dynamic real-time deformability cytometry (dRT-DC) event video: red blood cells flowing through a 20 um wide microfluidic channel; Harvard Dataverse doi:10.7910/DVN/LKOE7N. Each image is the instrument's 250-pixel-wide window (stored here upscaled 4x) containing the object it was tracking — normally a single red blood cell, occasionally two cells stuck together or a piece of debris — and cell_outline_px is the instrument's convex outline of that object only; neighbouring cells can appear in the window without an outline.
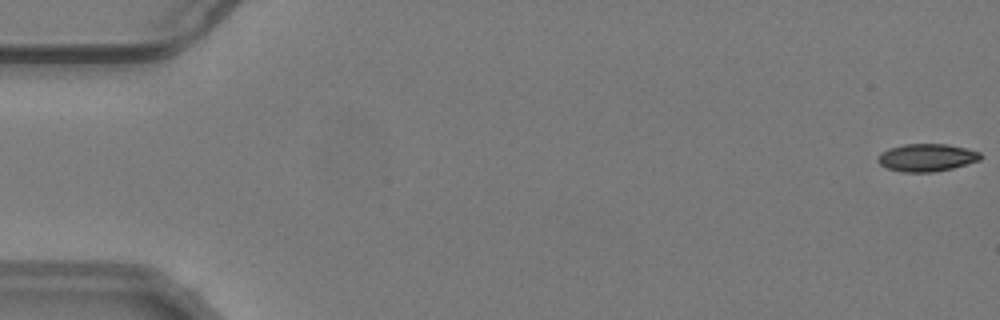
{"species": "common noctule bat (a hibernating species)", "species_latin": "Nyctalus noctula", "temperature_condition": "warm", "stored_images_in_passage": 55, "camera_frame_rate_fps": 3000, "um_per_image_px": 0.085, "animal": {"sex": "male", "body_mass_g": 19.2, "forearm_length_mm": 51.8}, "frame": {"image": 1, "passage_image": 1, "time_ms": 0.0, "image_size_px": [1000, 320], "cell_outline_px": [[984, 156], [980, 160], [952, 168], [932, 172], [904, 172], [888, 168], [880, 164], [876, 160], [876, 156], [880, 152], [888, 148], [904, 144], [948, 144], [980, 152]], "centroid_in_image_um": [78.74, 13.38], "position_along_channel_um": 6.3, "area_um2": 16.59}}
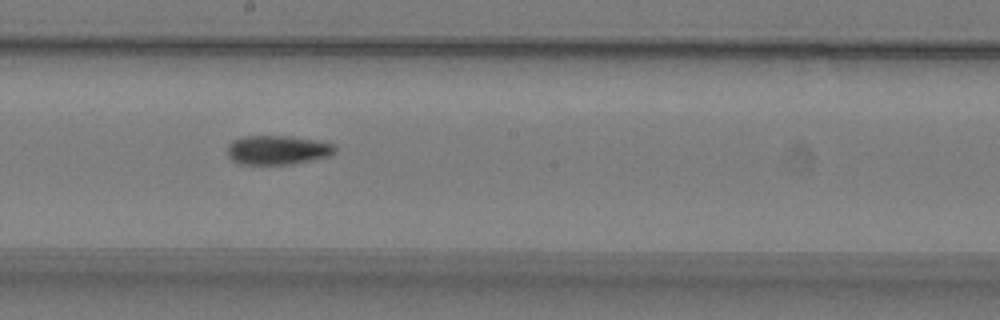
{"frame": {"image": 2, "passage_image": 31, "time_ms": 10.0, "image_size_px": [1000, 320], "cell_outline_px": [[336, 152], [328, 156], [292, 164], [240, 164], [232, 160], [228, 156], [228, 144], [232, 140], [240, 136], [292, 136], [320, 140], [332, 144], [336, 148]], "centroid_in_image_um": [23.58, 12.73], "position_along_channel_um": 224.6, "area_um2": 18.44}}
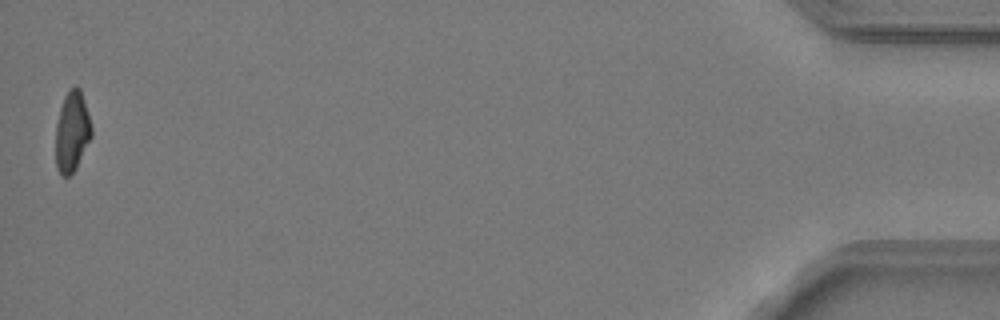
{"frame": {"image": 3, "passage_image": 55, "time_ms": 18.0, "image_size_px": [1000, 320], "cell_outline_px": [[92, 136], [76, 168], [68, 176], [60, 176], [56, 168], [56, 124], [60, 108], [64, 96], [72, 84], [76, 84], [80, 88], [84, 100], [92, 128]], "centroid_in_image_um": [6.12, 11.16], "position_along_channel_um": 429.1, "area_um2": 16.94}}